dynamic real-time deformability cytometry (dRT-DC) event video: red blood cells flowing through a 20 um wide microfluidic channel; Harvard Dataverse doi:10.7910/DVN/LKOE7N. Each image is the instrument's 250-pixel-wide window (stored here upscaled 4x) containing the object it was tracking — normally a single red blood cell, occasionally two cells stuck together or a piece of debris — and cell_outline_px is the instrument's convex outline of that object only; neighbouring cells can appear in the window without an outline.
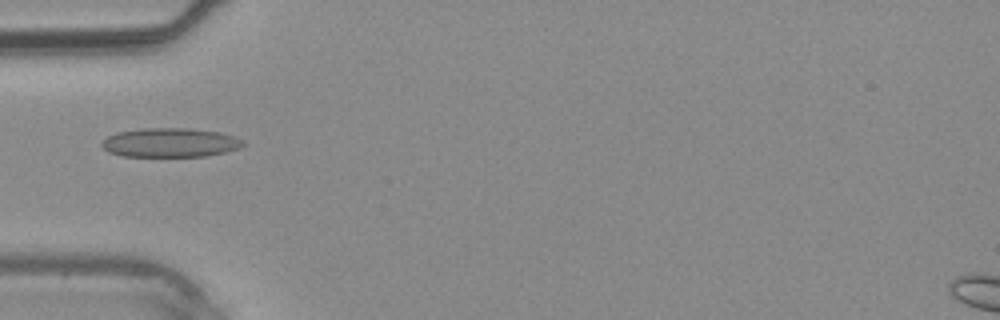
{"species": "common noctule bat (a hibernating species)", "species_latin": "Nyctalus noctula", "temperature_condition": "warm", "stored_images_in_passage": 27, "camera_frame_rate_fps": 3000, "um_per_image_px": 0.085, "animal": {"sex": "male", "body_mass_g": 20.4}, "frame": {"image": 1, "passage_image": 1, "time_ms": 0.0, "image_size_px": [1000, 320], "cell_outline_px": [[248, 144], [240, 148], [224, 152], [204, 156], [120, 156], [108, 152], [100, 144], [108, 136], [116, 132], [140, 128], [188, 128], [220, 132], [244, 140]], "centroid_in_image_um": [14.47, 12.11], "position_along_channel_um": 70.5, "area_um2": 24.1}}
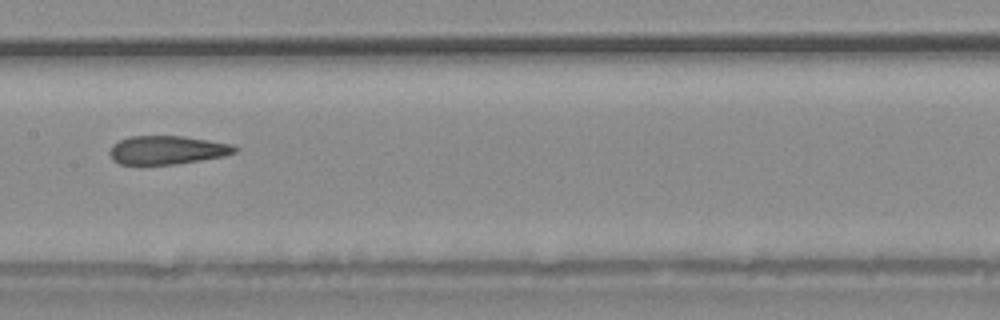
{"frame": {"image": 2, "passage_image": 8, "time_ms": 2.333, "image_size_px": [1000, 320], "cell_outline_px": [[240, 148], [236, 152], [224, 156], [176, 164], [120, 164], [112, 160], [108, 152], [112, 144], [120, 140], [132, 136], [184, 136], [232, 144]], "centroid_in_image_um": [14.21, 12.75], "position_along_channel_um": 193.2, "area_um2": 20.87}}
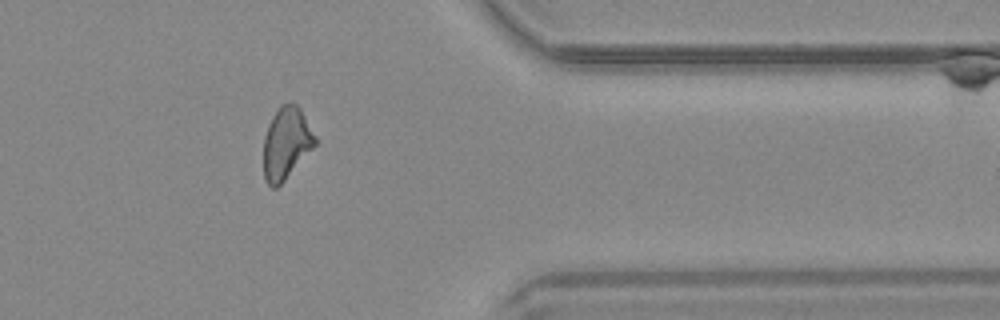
{"frame": {"image": 3, "passage_image": 20, "time_ms": 6.333, "image_size_px": [1000, 320], "cell_outline_px": [[316, 144], [284, 180], [276, 188], [272, 188], [264, 180], [264, 136], [268, 124], [272, 116], [280, 104], [296, 104], [300, 108], [316, 136]], "centroid_in_image_um": [24.31, 12.16], "position_along_channel_um": 387.1, "area_um2": 21.39}}